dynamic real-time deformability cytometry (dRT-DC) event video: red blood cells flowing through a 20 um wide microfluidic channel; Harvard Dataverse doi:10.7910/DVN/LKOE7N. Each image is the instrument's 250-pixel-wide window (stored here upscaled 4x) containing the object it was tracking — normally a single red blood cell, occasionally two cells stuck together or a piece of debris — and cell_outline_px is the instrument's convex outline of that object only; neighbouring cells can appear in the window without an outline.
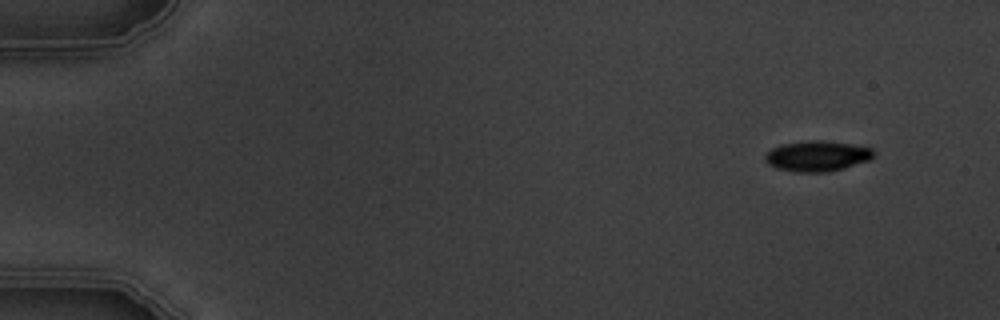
{"species": "common noctule bat (a hibernating species)", "species_latin": "Nyctalus noctula", "temperature_condition": "warm", "stored_images_in_passage": 8, "camera_frame_rate_fps": 3000, "um_per_image_px": 0.085, "animal": {"sex": "male", "body_mass_g": 19.5, "forearm_length_mm": 54.6}, "frame": {"image": 1, "passage_image": 1, "time_ms": 0.0, "image_size_px": [1000, 320], "cell_outline_px": [[872, 160], [844, 168], [828, 172], [796, 172], [776, 168], [768, 164], [764, 160], [764, 152], [780, 144], [808, 140], [824, 140], [852, 144], [872, 148]], "centroid_in_image_um": [69.42, 13.26], "position_along_channel_um": 15.6, "area_um2": 19.59}}
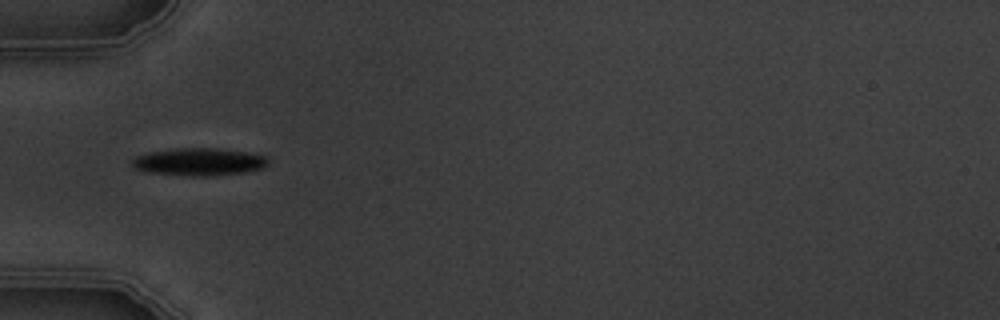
{"frame": {"image": 2, "passage_image": 5, "time_ms": 4.667, "image_size_px": [1000, 320], "cell_outline_px": [[268, 164], [264, 168], [244, 172], [216, 176], [188, 176], [144, 172], [132, 168], [132, 160], [136, 156], [148, 152], [176, 148], [216, 148], [248, 152], [264, 156], [268, 160]], "centroid_in_image_um": [16.88, 13.76], "position_along_channel_um": 68.1, "area_um2": 22.14}}
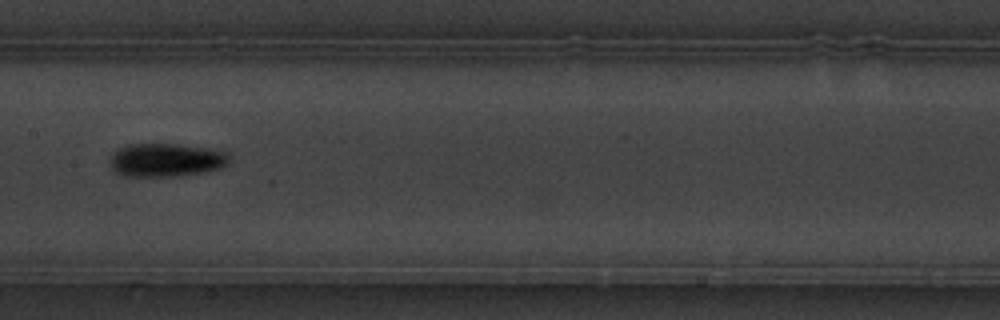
{"frame": {"image": 3, "passage_image": 8, "time_ms": 8.0, "image_size_px": [1000, 320], "cell_outline_px": [[232, 156], [228, 164], [220, 168], [204, 172], [176, 176], [124, 176], [116, 172], [112, 168], [108, 160], [112, 152], [116, 148], [124, 144], [176, 144], [208, 148], [228, 152]], "centroid_in_image_um": [14.1, 13.59], "position_along_channel_um": 193.3, "area_um2": 23.64}}